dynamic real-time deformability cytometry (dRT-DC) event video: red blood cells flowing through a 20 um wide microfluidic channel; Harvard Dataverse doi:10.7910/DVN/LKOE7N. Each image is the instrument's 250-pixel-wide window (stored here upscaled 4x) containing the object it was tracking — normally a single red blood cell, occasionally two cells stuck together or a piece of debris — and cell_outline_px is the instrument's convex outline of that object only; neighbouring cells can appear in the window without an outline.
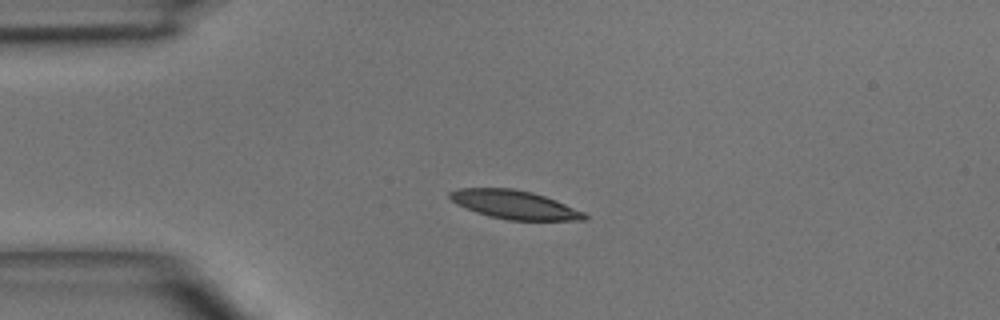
{"species": "common noctule bat (a hibernating species)", "species_latin": "Nyctalus noctula", "temperature_condition": "room temperature", "stored_images_in_passage": 4, "camera_frame_rate_fps": 3000, "um_per_image_px": 0.085, "animal": {"sex": "male", "body_mass_g": 15.6}, "frame": {"image": 1, "passage_image": 1, "time_ms": 0.0, "image_size_px": [1000, 320], "cell_outline_px": [[588, 220], [508, 220], [488, 216], [476, 212], [456, 204], [448, 196], [448, 192], [460, 188], [512, 188], [532, 192], [556, 200], [584, 212], [588, 216]], "centroid_in_image_um": [43.72, 17.4], "position_along_channel_um": 41.3, "area_um2": 22.43}}
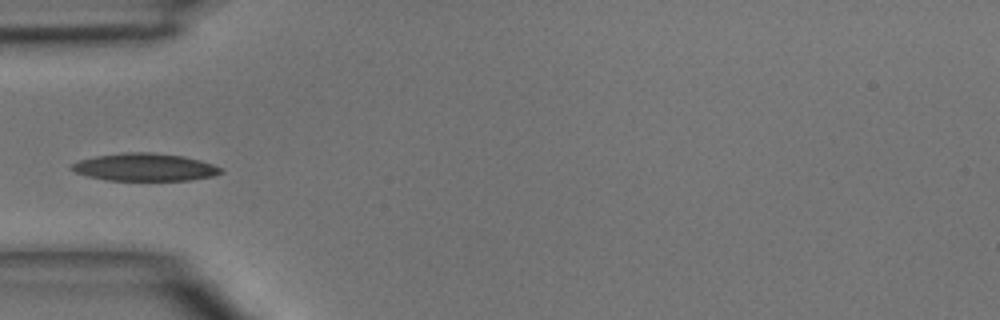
{"frame": {"image": 2, "passage_image": 2, "time_ms": 1.333, "image_size_px": [1000, 320], "cell_outline_px": [[224, 172], [212, 176], [188, 180], [108, 180], [88, 176], [76, 172], [68, 168], [76, 160], [96, 156], [124, 152], [152, 152], [184, 156], [200, 160], [224, 168]], "centroid_in_image_um": [12.3, 14.2], "position_along_channel_um": 72.7, "area_um2": 24.1}}
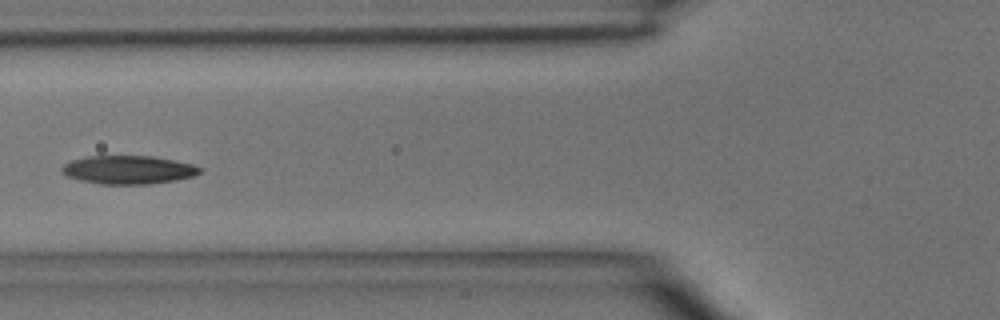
{"frame": {"image": 3, "passage_image": 3, "time_ms": 2.333, "image_size_px": [1000, 320], "cell_outline_px": [[200, 172], [196, 176], [176, 180], [148, 184], [100, 184], [80, 180], [68, 176], [60, 172], [60, 168], [64, 164], [72, 160], [88, 156], [152, 156], [192, 164], [200, 168]], "centroid_in_image_um": [10.88, 14.43], "position_along_channel_um": 114.9, "area_um2": 22.77}}